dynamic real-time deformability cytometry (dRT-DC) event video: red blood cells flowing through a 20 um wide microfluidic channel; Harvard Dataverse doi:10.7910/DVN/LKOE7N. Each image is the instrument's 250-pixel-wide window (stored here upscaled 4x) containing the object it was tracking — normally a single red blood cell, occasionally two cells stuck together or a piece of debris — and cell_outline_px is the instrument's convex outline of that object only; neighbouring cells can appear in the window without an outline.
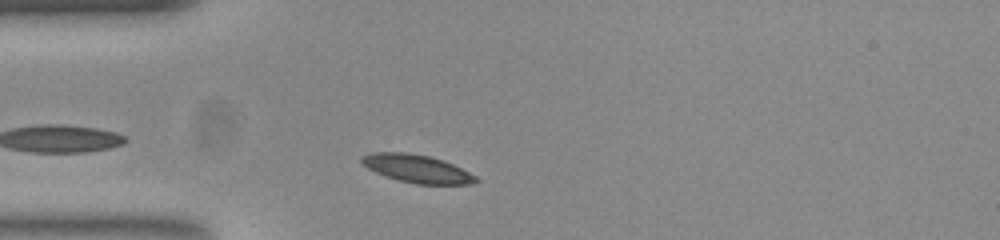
{"species": "common noctule bat (a hibernating species)", "species_latin": "Nyctalus noctula", "temperature_condition": "room temperature", "stored_images_in_passage": 31, "camera_frame_rate_fps": 3000, "um_per_image_px": 0.085, "animal": {"sex": "female", "body_mass_g": 23.0, "forearm_length_mm": 53.4}, "frame": {"image": 1, "passage_image": 4, "time_ms": 1.0, "image_size_px": [1000, 240], "cell_outline_px": [[480, 180], [472, 184], [416, 184], [400, 180], [376, 172], [368, 168], [360, 160], [360, 156], [372, 152], [404, 152], [428, 156], [444, 160], [476, 176]], "centroid_in_image_um": [35.44, 14.33], "position_along_channel_um": 49.6, "area_um2": 18.38}}
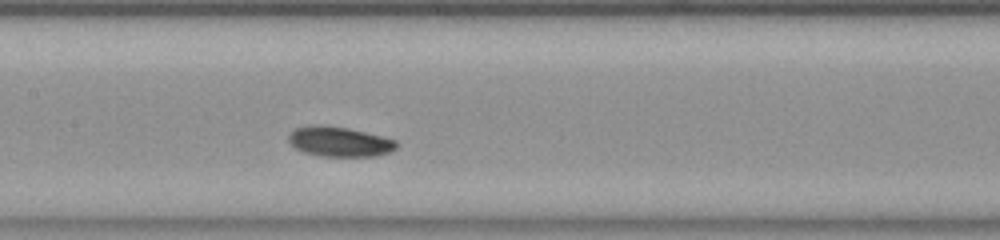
{"frame": {"image": 2, "passage_image": 15, "time_ms": 4.667, "image_size_px": [1000, 240], "cell_outline_px": [[396, 148], [388, 152], [376, 156], [320, 156], [304, 152], [296, 148], [288, 140], [288, 136], [296, 128], [312, 124], [316, 124], [348, 128], [396, 140]], "centroid_in_image_um": [28.83, 12.04], "position_along_channel_um": 178.6, "area_um2": 18.55}}
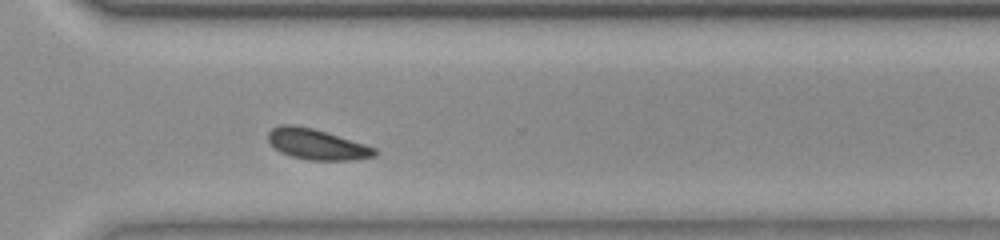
{"frame": {"image": 3, "passage_image": 28, "time_ms": 9.0, "image_size_px": [1000, 240], "cell_outline_px": [[376, 156], [352, 160], [308, 160], [292, 156], [280, 152], [268, 140], [268, 132], [272, 128], [280, 124], [296, 124], [312, 128], [364, 144], [376, 148]], "centroid_in_image_um": [26.9, 12.26], "position_along_channel_um": 343.7, "area_um2": 18.84}, "authors_computed_cell_mechanics": {"area_um2": 18.6116, "velocity_mm_per_s": 3.815, "shape_relaxation_time_tau1_ms": 1.3315, "shape_relaxation_time_tau2_ms": 3.0775, "deformation_change_tau1": 0.0739, "deformation_change_tau2": 0.0923}}